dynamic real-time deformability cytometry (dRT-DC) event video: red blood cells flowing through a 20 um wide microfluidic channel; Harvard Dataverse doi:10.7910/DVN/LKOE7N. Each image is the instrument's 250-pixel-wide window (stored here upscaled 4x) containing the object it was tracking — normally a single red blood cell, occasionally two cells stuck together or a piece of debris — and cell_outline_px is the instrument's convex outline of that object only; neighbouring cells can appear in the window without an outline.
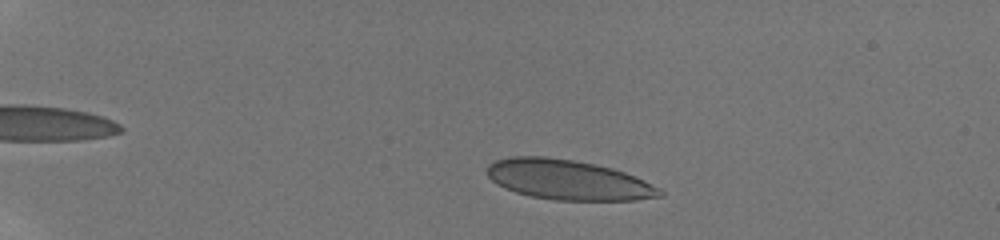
{"species": "human", "species_latin": "Homo sapiens", "temperature_condition": "room temperature", "stored_images_in_passage": 16, "camera_frame_rate_fps": 3000, "um_per_image_px": 0.085, "donor": {"sex": "male"}, "frame": {"image": 1, "passage_image": 5, "time_ms": 2.0, "image_size_px": [1000, 240], "cell_outline_px": [[664, 196], [636, 200], [556, 200], [532, 196], [516, 192], [504, 188], [496, 184], [488, 176], [488, 164], [496, 160], [512, 156], [544, 156], [572, 160], [596, 164], [612, 168], [624, 172], [644, 180], [660, 188], [664, 192]], "centroid_in_image_um": [48.31, 15.28], "position_along_channel_um": 36.7, "area_um2": 40.17}}
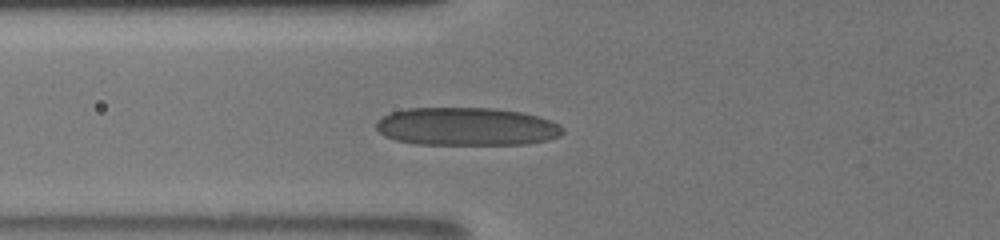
{"frame": {"image": 2, "passage_image": 13, "time_ms": 5.667, "image_size_px": [1000, 240], "cell_outline_px": [[564, 132], [560, 136], [548, 140], [524, 144], [416, 144], [396, 140], [384, 136], [376, 128], [376, 124], [384, 116], [392, 112], [408, 108], [496, 108], [520, 112], [552, 120], [560, 124], [564, 128]], "centroid_in_image_um": [39.7, 10.76], "position_along_channel_um": 86.1, "area_um2": 41.44}}
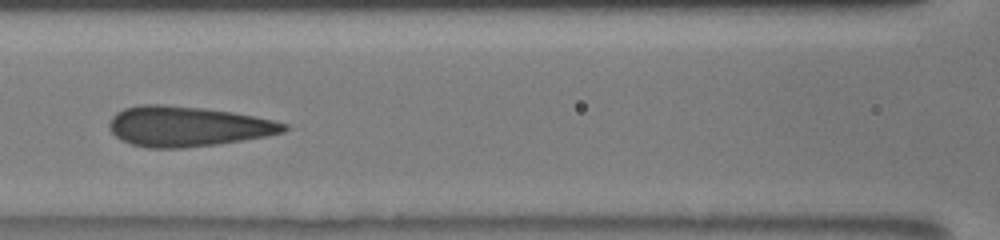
{"frame": {"image": 3, "passage_image": 16, "time_ms": 7.333, "image_size_px": [1000, 240], "cell_outline_px": [[288, 128], [284, 132], [268, 136], [216, 144], [180, 148], [148, 148], [132, 144], [120, 140], [108, 128], [108, 124], [112, 116], [116, 112], [124, 108], [140, 104], [160, 104], [200, 108], [232, 112], [272, 120], [288, 124]], "centroid_in_image_um": [15.9, 10.74], "position_along_channel_um": 150.7, "area_um2": 40.75}}